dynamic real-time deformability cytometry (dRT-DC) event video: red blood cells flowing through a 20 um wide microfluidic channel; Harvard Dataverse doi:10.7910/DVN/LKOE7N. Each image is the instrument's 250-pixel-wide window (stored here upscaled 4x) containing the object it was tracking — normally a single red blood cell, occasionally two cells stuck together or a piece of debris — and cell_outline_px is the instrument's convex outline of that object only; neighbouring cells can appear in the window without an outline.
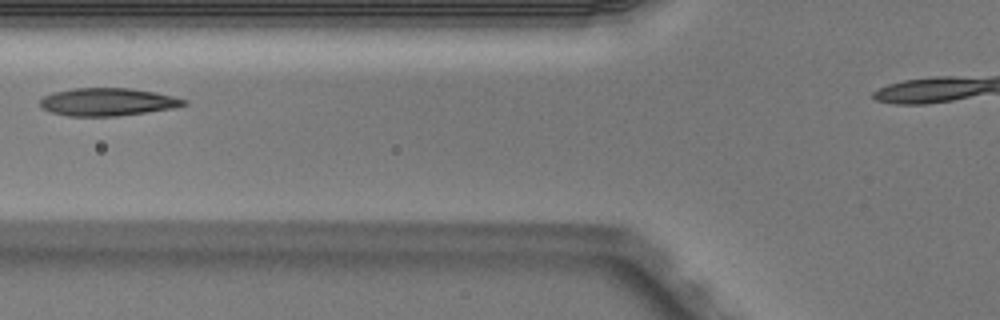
{"species": "Egyptian fruit bat (a non-hibernating species)", "species_latin": "Rousettus aegyptiacus", "temperature_condition": "warm", "stored_images_in_passage": 3, "camera_frame_rate_fps": 3000, "um_per_image_px": 0.085, "animal": {"sex": "male"}, "frame": {"image": 1, "passage_image": 3, "time_ms": 0.667, "image_size_px": [1000, 320], "cell_outline_px": [[188, 104], [176, 108], [148, 112], [116, 116], [68, 116], [48, 112], [40, 108], [40, 100], [44, 96], [52, 92], [72, 88], [132, 88], [156, 92], [188, 100]], "centroid_in_image_um": [9.14, 8.66], "position_along_channel_um": 116.7, "area_um2": 23.64}}